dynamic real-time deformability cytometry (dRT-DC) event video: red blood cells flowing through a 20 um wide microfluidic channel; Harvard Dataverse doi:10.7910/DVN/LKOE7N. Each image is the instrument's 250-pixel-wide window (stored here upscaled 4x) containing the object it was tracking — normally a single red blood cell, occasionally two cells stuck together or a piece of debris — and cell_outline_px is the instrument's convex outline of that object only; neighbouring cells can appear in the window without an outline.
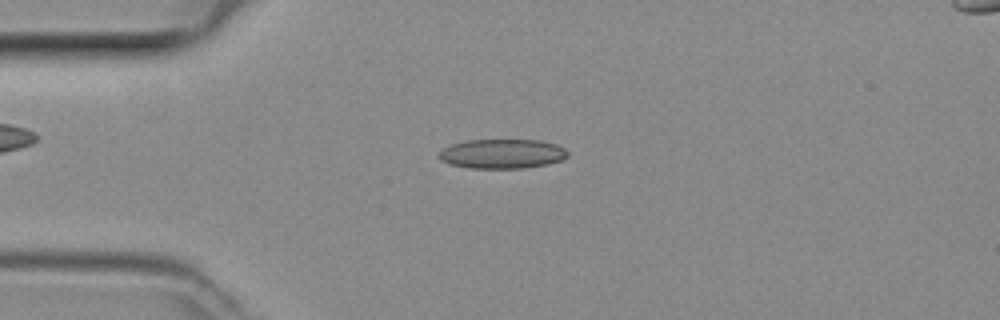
{"species": "common noctule bat (a hibernating species)", "species_latin": "Nyctalus noctula", "temperature_condition": "room temperature", "stored_images_in_passage": 47, "camera_frame_rate_fps": 3000, "um_per_image_px": 0.085, "animal": {"sex": "female", "body_mass_g": 29.2, "forearm_length_mm": 56.3}, "frame": {"image": 1, "passage_image": 11, "time_ms": 3.333, "image_size_px": [1000, 320], "cell_outline_px": [[568, 156], [560, 160], [548, 164], [524, 168], [468, 168], [448, 164], [440, 160], [440, 152], [444, 148], [452, 144], [468, 140], [540, 140], [556, 144], [564, 148], [568, 152]], "centroid_in_image_um": [42.69, 13.07], "position_along_channel_um": 42.3, "area_um2": 22.08}}
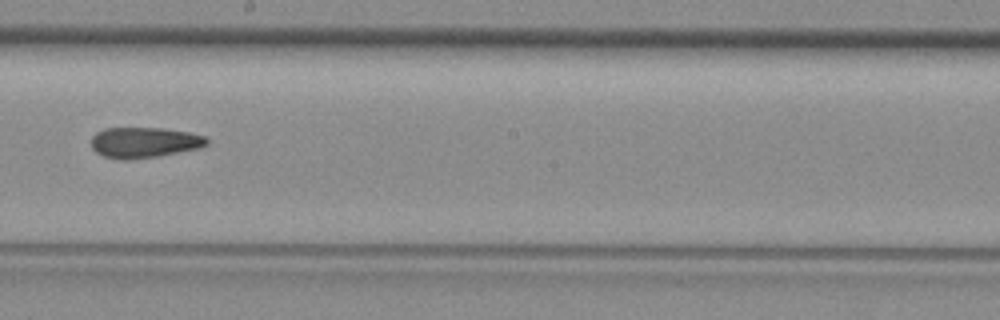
{"frame": {"image": 2, "passage_image": 26, "time_ms": 8.333, "image_size_px": [1000, 320], "cell_outline_px": [[208, 144], [200, 148], [156, 156], [128, 160], [120, 160], [104, 156], [96, 152], [92, 148], [92, 136], [96, 132], [104, 128], [160, 128], [188, 132], [204, 136], [208, 140]], "centroid_in_image_um": [12.23, 12.11], "position_along_channel_um": 236.0, "area_um2": 20.52}}
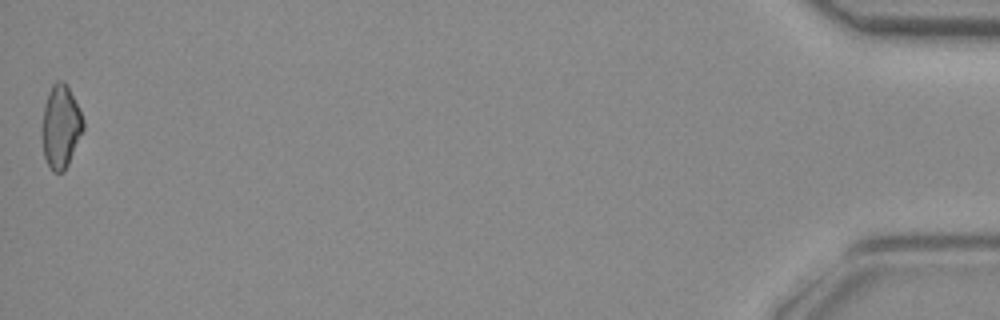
{"frame": {"image": 3, "passage_image": 47, "time_ms": 15.333, "image_size_px": [1000, 320], "cell_outline_px": [[84, 128], [68, 164], [64, 172], [52, 172], [44, 156], [40, 136], [40, 128], [44, 104], [48, 92], [52, 84], [56, 80], [64, 80], [84, 120]], "centroid_in_image_um": [5.11, 10.77], "position_along_channel_um": 430.1, "area_um2": 20.17}}